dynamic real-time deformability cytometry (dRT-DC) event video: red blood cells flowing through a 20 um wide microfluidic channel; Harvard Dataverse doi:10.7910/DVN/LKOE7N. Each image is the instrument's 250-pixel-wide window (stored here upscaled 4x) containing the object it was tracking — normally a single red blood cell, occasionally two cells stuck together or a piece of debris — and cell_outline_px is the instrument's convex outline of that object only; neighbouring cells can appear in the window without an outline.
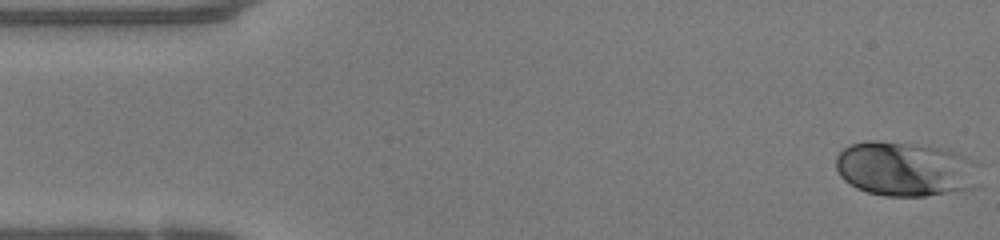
{"species": "human", "species_latin": "Homo sapiens", "temperature_condition": "warm", "stored_images_in_passage": 48, "camera_frame_rate_fps": 3000, "um_per_image_px": 0.085, "donor": {"sex": "female"}, "frame": {"image": 1, "passage_image": 1, "time_ms": 0.0, "image_size_px": [1000, 240], "cell_outline_px": [[972, 188], [924, 196], [884, 196], [868, 192], [856, 188], [844, 180], [840, 176], [836, 168], [836, 156], [844, 148], [852, 144], [868, 140], [876, 140], [940, 148], [952, 152], [972, 160]], "centroid_in_image_um": [76.78, 14.37], "position_along_channel_um": 8.2, "area_um2": 44.33}}
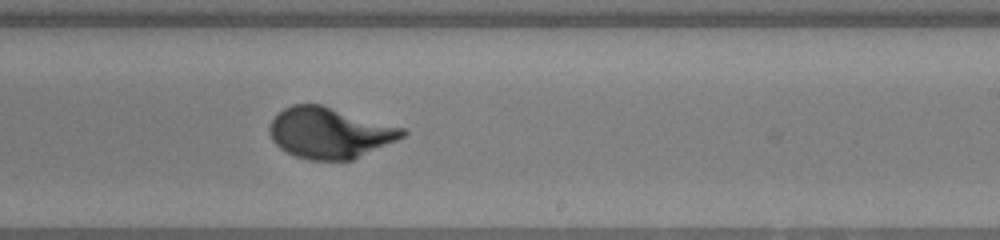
{"frame": {"image": 2, "passage_image": 28, "time_ms": 9.0, "image_size_px": [1000, 240], "cell_outline_px": [[408, 132], [404, 136], [396, 140], [352, 160], [308, 160], [296, 156], [280, 148], [272, 140], [268, 132], [268, 128], [272, 120], [284, 108], [292, 104], [320, 104], [404, 128]], "centroid_in_image_um": [27.99, 11.29], "position_along_channel_um": 261.0, "area_um2": 39.13}}
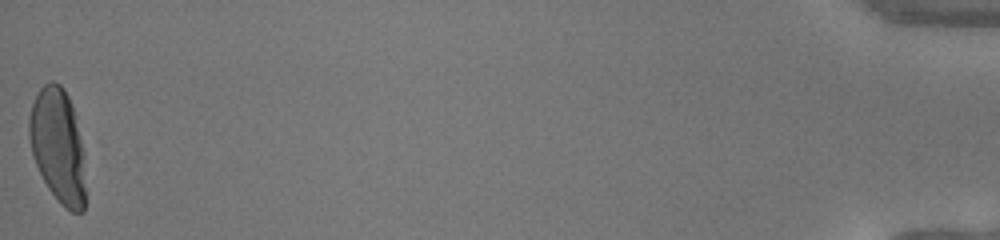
{"frame": {"image": 3, "passage_image": 48, "time_ms": 15.667, "image_size_px": [1000, 240], "cell_outline_px": [[84, 212], [72, 212], [64, 208], [60, 204], [48, 188], [36, 164], [32, 152], [28, 136], [28, 116], [32, 104], [40, 88], [44, 84], [52, 80], [60, 84], [64, 88], [72, 104], [80, 140], [84, 188]], "centroid_in_image_um": [4.88, 12.36], "position_along_channel_um": 430.3, "area_um2": 36.93}, "authors_computed_cell_mechanics": {"area_um2": 39.1306, "velocity_mm_per_s": 4.1572, "shape_relaxation_time_tau1_ms": 3.1362, "shape_relaxation_time_tau2_ms": null, "deformation_change_tau1": 0.2175, "deformation_change_tau2": null}}